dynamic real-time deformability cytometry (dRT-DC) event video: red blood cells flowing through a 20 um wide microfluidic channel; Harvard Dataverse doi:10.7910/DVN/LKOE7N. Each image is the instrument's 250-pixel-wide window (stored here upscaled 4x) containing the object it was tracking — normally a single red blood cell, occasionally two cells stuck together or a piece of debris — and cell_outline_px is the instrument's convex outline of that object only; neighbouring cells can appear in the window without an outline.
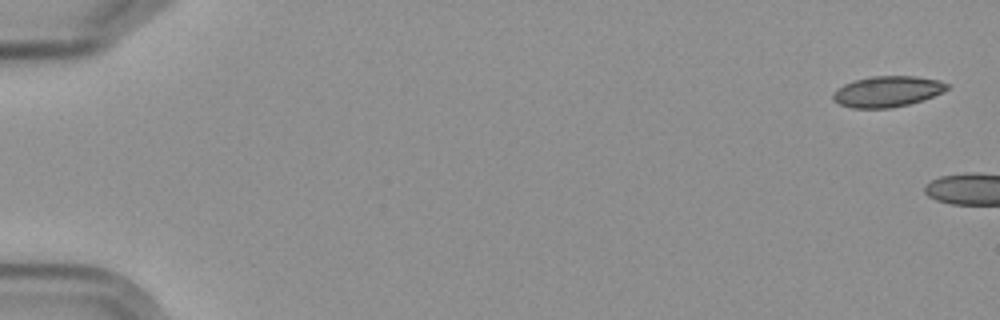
{"species": "Egyptian fruit bat (a non-hibernating species)", "species_latin": "Rousettus aegyptiacus", "temperature_condition": "cold", "stored_images_in_passage": 2, "camera_frame_rate_fps": 3000, "um_per_image_px": 0.085, "frame": {"image": 1, "passage_image": 1, "time_ms": 0.0, "image_size_px": [1000, 320], "cell_outline_px": [[948, 88], [924, 100], [892, 108], [852, 108], [840, 104], [832, 100], [832, 96], [844, 84], [868, 76], [916, 76], [940, 80], [948, 84]], "centroid_in_image_um": [75.43, 7.77], "position_along_channel_um": 9.6, "area_um2": 20.35}}